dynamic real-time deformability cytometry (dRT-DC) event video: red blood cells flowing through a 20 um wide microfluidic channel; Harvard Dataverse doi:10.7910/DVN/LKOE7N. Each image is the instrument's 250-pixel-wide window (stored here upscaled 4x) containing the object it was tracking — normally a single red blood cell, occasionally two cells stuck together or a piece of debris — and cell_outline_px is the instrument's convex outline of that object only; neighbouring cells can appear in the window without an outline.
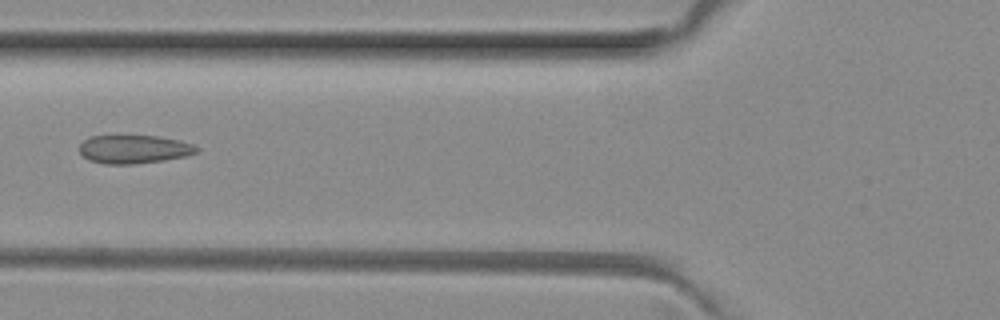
{"species": "common noctule bat (a hibernating species)", "species_latin": "Nyctalus noctula", "temperature_condition": "room temperature", "stored_images_in_passage": 5, "camera_frame_rate_fps": 3000, "um_per_image_px": 0.085, "animal": {"sex": "female", "body_mass_g": 29.2, "forearm_length_mm": 56.3}, "frame": {"image": 1, "passage_image": 5, "time_ms": 1.333, "image_size_px": [1000, 320], "cell_outline_px": [[200, 148], [196, 152], [188, 156], [164, 160], [136, 164], [104, 164], [88, 160], [80, 152], [80, 144], [84, 140], [92, 136], [156, 136], [180, 140], [192, 144]], "centroid_in_image_um": [11.4, 12.69], "position_along_channel_um": 114.4, "area_um2": 19.42}}